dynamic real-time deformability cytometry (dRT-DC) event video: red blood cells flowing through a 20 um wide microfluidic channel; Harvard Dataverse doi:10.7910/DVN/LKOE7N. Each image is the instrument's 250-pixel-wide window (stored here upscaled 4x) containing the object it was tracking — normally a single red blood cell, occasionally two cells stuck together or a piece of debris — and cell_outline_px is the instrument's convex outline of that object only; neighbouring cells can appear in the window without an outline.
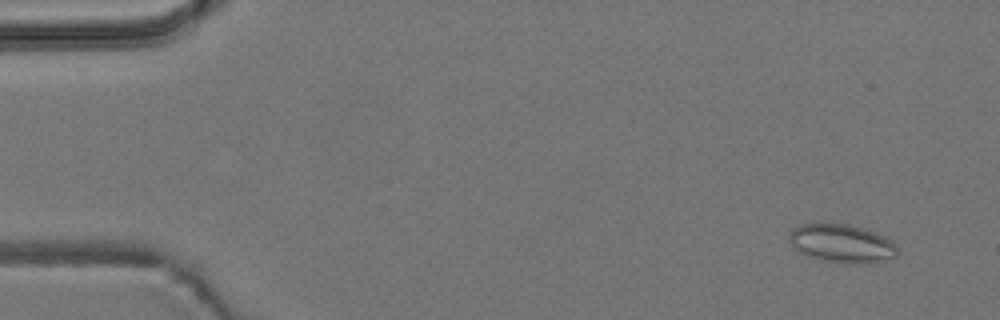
{"species": "common noctule bat (a hibernating species)", "species_latin": "Nyctalus noctula", "temperature_condition": "room temperature", "stored_images_in_passage": 6, "camera_frame_rate_fps": 3000, "um_per_image_px": 0.085, "animal": {"sex": "male", "body_mass_g": 19.2, "forearm_length_mm": 51.8}, "frame": {"image": 1, "passage_image": 2, "time_ms": 1.0, "image_size_px": [1000, 320], "cell_outline_px": [[900, 252], [896, 256], [868, 264], [820, 260], [796, 252], [792, 248], [788, 240], [788, 236], [792, 228], [800, 224], [816, 220], [848, 224], [876, 232], [884, 236]], "centroid_in_image_um": [71.43, 20.64], "position_along_channel_um": 13.6, "area_um2": 24.85}}